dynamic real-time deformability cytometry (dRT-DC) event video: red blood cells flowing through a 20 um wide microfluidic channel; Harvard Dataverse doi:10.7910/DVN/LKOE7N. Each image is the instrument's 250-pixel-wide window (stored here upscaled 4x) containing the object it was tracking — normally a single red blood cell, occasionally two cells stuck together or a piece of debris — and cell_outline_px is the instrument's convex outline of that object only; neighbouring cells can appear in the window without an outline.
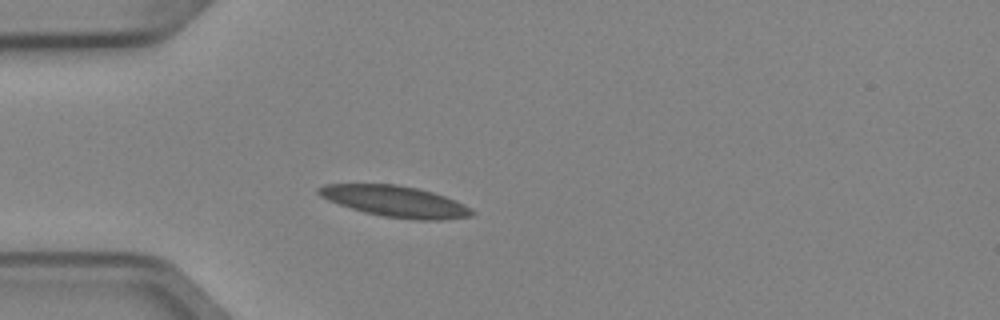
{"species": "Egyptian fruit bat (a non-hibernating species)", "species_latin": "Rousettus aegyptiacus", "temperature_condition": "cold", "stored_images_in_passage": 3, "camera_frame_rate_fps": 3000, "um_per_image_px": 0.085, "animal": {"sex": "female"}, "frame": {"image": 1, "passage_image": 3, "time_ms": 0.667, "image_size_px": [1000, 320], "cell_outline_px": [[476, 212], [472, 216], [444, 220], [416, 220], [384, 216], [364, 212], [328, 200], [320, 196], [316, 192], [316, 188], [324, 184], [396, 184], [416, 188], [432, 192], [456, 200], [472, 208]], "centroid_in_image_um": [33.62, 17.12], "position_along_channel_um": 51.4, "area_um2": 27.8}}